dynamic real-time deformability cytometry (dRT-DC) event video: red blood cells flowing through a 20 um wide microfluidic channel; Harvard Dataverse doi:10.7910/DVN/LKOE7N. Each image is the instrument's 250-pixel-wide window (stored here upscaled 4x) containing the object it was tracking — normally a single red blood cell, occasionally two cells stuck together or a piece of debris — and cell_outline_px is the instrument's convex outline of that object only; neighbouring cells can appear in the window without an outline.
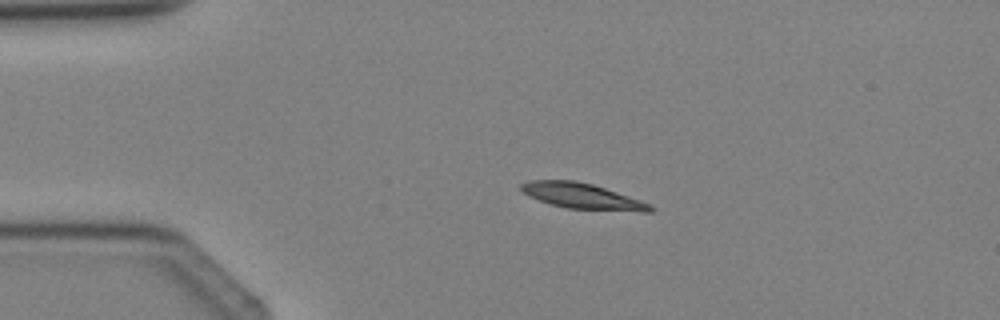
{"species": "Egyptian fruit bat (a non-hibernating species)", "species_latin": "Rousettus aegyptiacus", "temperature_condition": "cold", "stored_images_in_passage": 4, "camera_frame_rate_fps": 3000, "um_per_image_px": 0.085, "animal": {"sex": "female"}, "frame": {"image": 1, "passage_image": 3, "time_ms": 2.333, "image_size_px": [1000, 320], "cell_outline_px": [[656, 208], [652, 212], [640, 212], [568, 208], [552, 204], [528, 196], [520, 188], [520, 184], [532, 180], [576, 180], [592, 184], [640, 200]], "centroid_in_image_um": [49.51, 16.67], "position_along_channel_um": 35.5, "area_um2": 19.07}}